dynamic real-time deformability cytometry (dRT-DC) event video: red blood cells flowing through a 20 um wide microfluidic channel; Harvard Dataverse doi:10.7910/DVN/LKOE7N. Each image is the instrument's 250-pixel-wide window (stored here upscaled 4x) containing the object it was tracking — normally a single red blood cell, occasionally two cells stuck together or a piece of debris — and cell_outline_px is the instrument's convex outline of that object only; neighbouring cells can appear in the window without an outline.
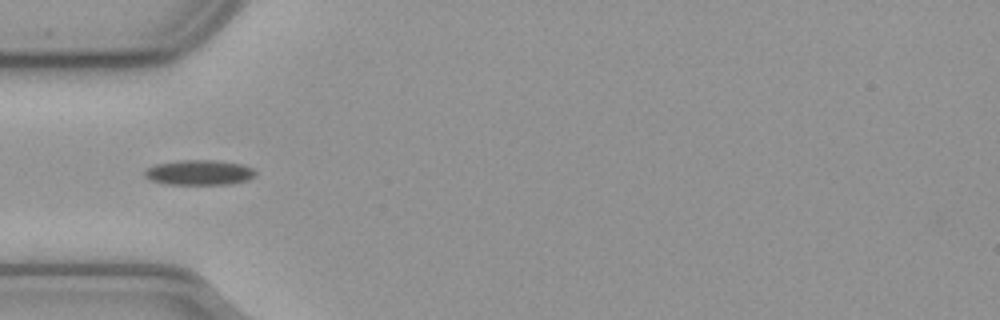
{"species": "common noctule bat (a hibernating species)", "species_latin": "Nyctalus noctula", "temperature_condition": "cold", "stored_images_in_passage": 43, "camera_frame_rate_fps": 3000, "um_per_image_px": 0.085, "animal": {"sex": "male", "body_mass_g": 23.1, "forearm_length_mm": 52.7}, "frame": {"image": 1, "passage_image": 13, "time_ms": 4.0, "image_size_px": [1000, 320], "cell_outline_px": [[256, 172], [248, 180], [232, 184], [168, 184], [152, 180], [144, 176], [144, 172], [148, 168], [156, 164], [184, 160], [212, 160], [240, 164], [252, 168]], "centroid_in_image_um": [16.94, 14.67], "position_along_channel_um": 68.1, "area_um2": 15.9}}